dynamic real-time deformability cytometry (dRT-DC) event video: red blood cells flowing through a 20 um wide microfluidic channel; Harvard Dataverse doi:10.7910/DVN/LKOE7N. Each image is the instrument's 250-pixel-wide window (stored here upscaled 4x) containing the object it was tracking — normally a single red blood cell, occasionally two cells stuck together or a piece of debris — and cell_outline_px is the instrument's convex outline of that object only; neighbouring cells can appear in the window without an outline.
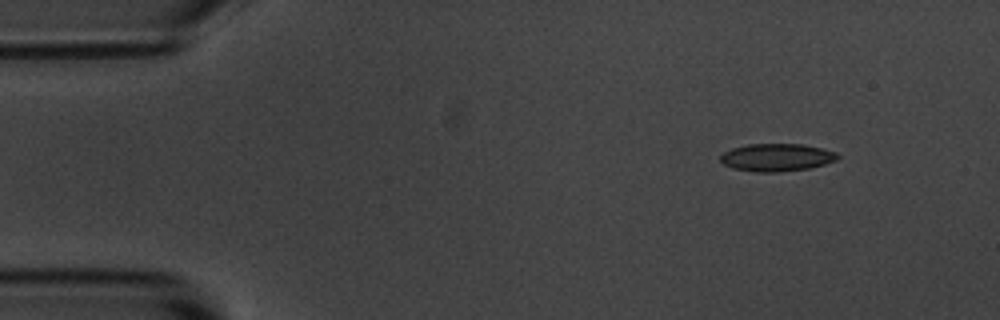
{"species": "common noctule bat (a hibernating species)", "species_latin": "Nyctalus noctula", "temperature_condition": "room temperature", "stored_images_in_passage": 4, "camera_frame_rate_fps": 3000, "um_per_image_px": 0.085, "animal": {"sex": "male", "body_mass_g": 20.1, "forearm_length_mm": 53.5}, "frame": {"image": 1, "passage_image": 1, "time_ms": 0.0, "image_size_px": [1000, 320], "cell_outline_px": [[840, 156], [836, 160], [824, 164], [808, 168], [776, 172], [756, 172], [732, 168], [724, 164], [720, 160], [720, 156], [724, 152], [732, 148], [748, 144], [804, 144], [836, 152]], "centroid_in_image_um": [66.0, 13.37], "position_along_channel_um": 19.0, "area_um2": 18.79}}
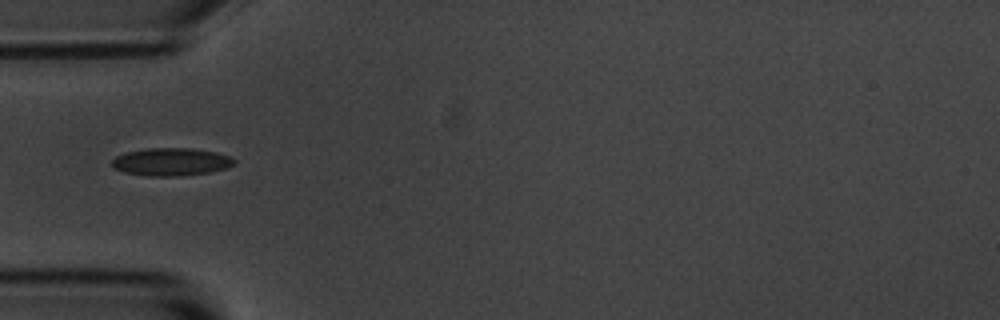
{"frame": {"image": 2, "passage_image": 4, "time_ms": 3.667, "image_size_px": [1000, 320], "cell_outline_px": [[236, 164], [228, 168], [208, 172], [180, 176], [148, 176], [124, 172], [116, 168], [112, 164], [112, 160], [116, 156], [128, 152], [148, 148], [192, 148], [216, 152], [228, 156], [236, 160]], "centroid_in_image_um": [14.59, 13.76], "position_along_channel_um": 70.4, "area_um2": 19.71}}